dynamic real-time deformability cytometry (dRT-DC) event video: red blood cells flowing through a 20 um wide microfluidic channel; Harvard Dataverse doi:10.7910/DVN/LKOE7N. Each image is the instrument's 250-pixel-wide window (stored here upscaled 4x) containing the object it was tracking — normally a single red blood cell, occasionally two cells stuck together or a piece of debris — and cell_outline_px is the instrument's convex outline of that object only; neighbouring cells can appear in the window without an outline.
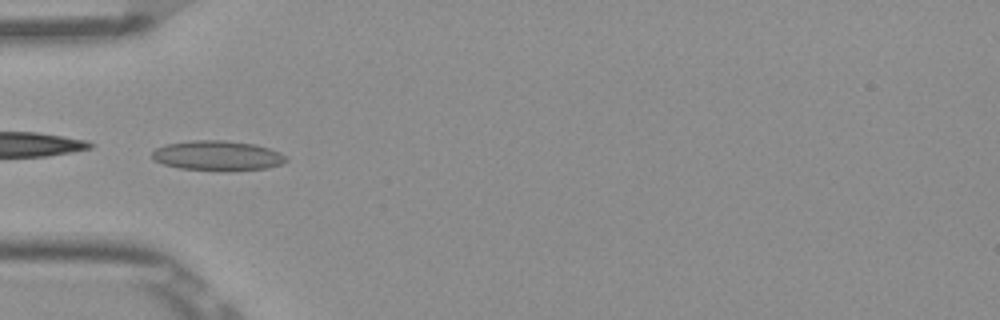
{"species": "Egyptian fruit bat (a non-hibernating species)", "species_latin": "Rousettus aegyptiacus", "temperature_condition": "room temperature", "stored_images_in_passage": 16, "camera_frame_rate_fps": 3000, "um_per_image_px": 0.085, "frame": {"image": 1, "passage_image": 1, "time_ms": 0.0, "image_size_px": [1000, 320], "cell_outline_px": [[288, 160], [280, 164], [268, 168], [216, 172], [180, 168], [164, 164], [156, 160], [152, 156], [152, 152], [156, 148], [164, 144], [192, 140], [224, 140], [256, 144], [280, 152], [288, 156]], "centroid_in_image_um": [18.51, 13.24], "position_along_channel_um": 66.5, "area_um2": 23.7}}
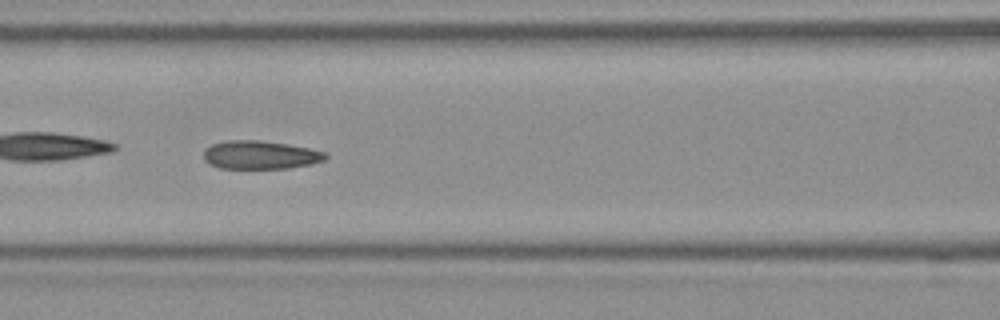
{"frame": {"image": 2, "passage_image": 7, "time_ms": 2.0, "image_size_px": [1000, 320], "cell_outline_px": [[328, 156], [324, 160], [312, 164], [288, 168], [220, 168], [208, 164], [204, 160], [204, 148], [212, 144], [228, 140], [260, 140], [288, 144], [308, 148], [324, 152]], "centroid_in_image_um": [22.09, 13.16], "position_along_channel_um": 144.5, "area_um2": 20.17}}